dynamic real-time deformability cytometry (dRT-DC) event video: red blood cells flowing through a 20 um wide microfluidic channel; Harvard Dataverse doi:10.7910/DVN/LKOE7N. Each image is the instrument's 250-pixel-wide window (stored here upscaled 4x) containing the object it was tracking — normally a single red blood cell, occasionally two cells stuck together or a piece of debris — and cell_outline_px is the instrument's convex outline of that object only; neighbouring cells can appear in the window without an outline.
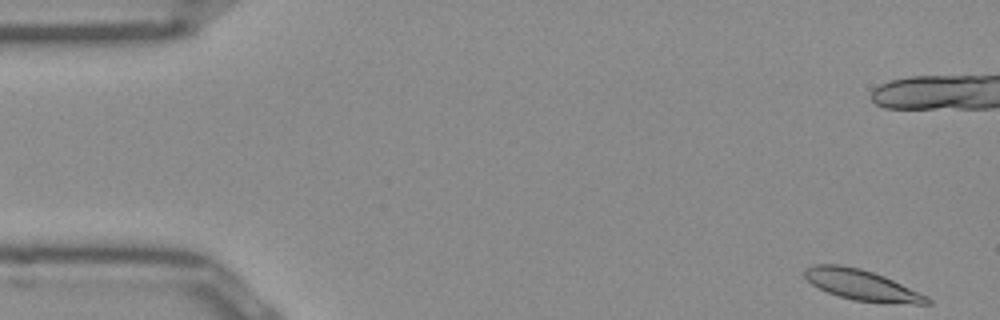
{"species": "Egyptian fruit bat (a non-hibernating species)", "species_latin": "Rousettus aegyptiacus", "temperature_condition": "room temperature", "stored_images_in_passage": 46, "camera_frame_rate_fps": 3000, "um_per_image_px": 0.085, "frame": {"image": 1, "passage_image": 1, "time_ms": 0.0, "image_size_px": [1000, 320], "cell_outline_px": [[932, 304], [912, 304], [852, 300], [828, 292], [812, 284], [804, 276], [804, 272], [808, 268], [816, 264], [840, 264], [860, 268], [884, 276], [928, 296], [932, 300]], "centroid_in_image_um": [73.29, 24.23], "position_along_channel_um": 11.7, "area_um2": 21.56}}
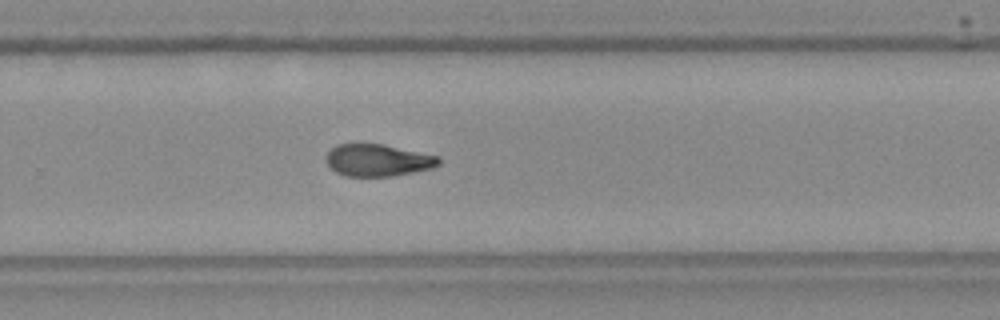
{"frame": {"image": 2, "passage_image": 32, "time_ms": 10.333, "image_size_px": [1000, 320], "cell_outline_px": [[440, 164], [432, 168], [392, 176], [344, 176], [336, 172], [328, 164], [328, 152], [336, 144], [380, 144], [440, 156]], "centroid_in_image_um": [32.14, 13.62], "position_along_channel_um": 297.7, "area_um2": 20.75}}
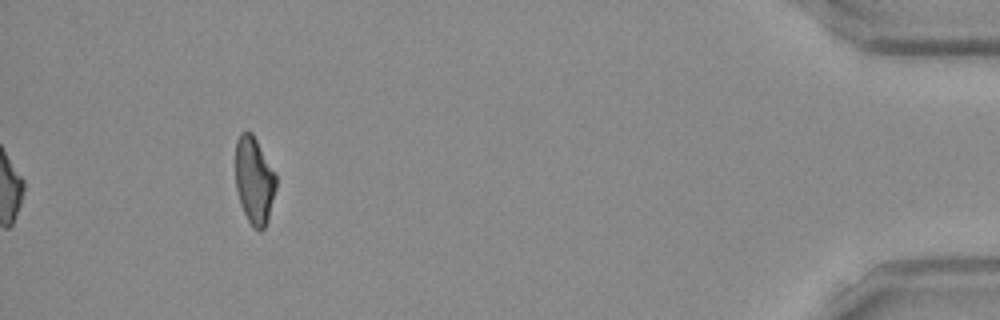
{"frame": {"image": 3, "passage_image": 46, "time_ms": 15.0, "image_size_px": [1000, 320], "cell_outline_px": [[276, 188], [268, 220], [264, 228], [260, 232], [252, 228], [240, 204], [236, 188], [236, 140], [240, 132], [252, 132], [276, 172]], "centroid_in_image_um": [21.62, 15.34], "position_along_channel_um": 413.6, "area_um2": 20.87}, "authors_computed_cell_mechanics": {"area_um2": 21.8195, "velocity_mm_per_s": 3.9549, "shape_relaxation_time_tau1_ms": 7.6595, "shape_relaxation_time_tau2_ms": 5.5881, "deformation_change_tau1": 0.2478, "deformation_change_tau2": 0.1263}}